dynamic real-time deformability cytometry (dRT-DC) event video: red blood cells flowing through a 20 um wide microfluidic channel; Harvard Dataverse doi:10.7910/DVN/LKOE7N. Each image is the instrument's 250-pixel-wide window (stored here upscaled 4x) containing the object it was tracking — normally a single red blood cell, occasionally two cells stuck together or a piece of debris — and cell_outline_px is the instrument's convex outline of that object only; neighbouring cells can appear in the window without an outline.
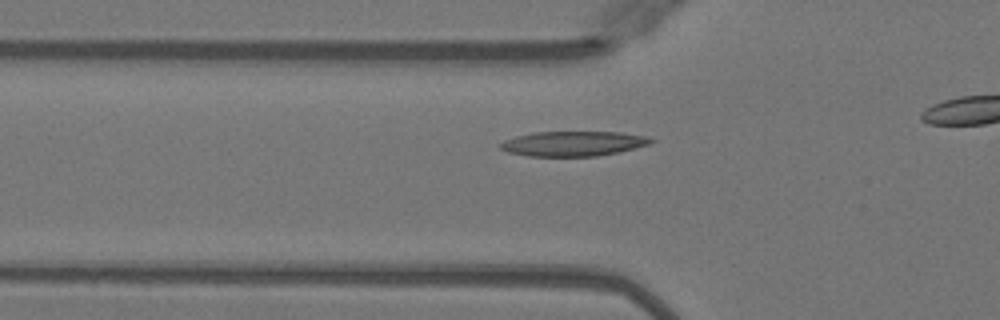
{"species": "Egyptian fruit bat (a non-hibernating species)", "species_latin": "Rousettus aegyptiacus", "temperature_condition": "warm", "stored_images_in_passage": 28, "camera_frame_rate_fps": 3000, "um_per_image_px": 0.085, "animal": {"sex": "female"}, "frame": {"image": 1, "passage_image": 4, "time_ms": 1.0, "image_size_px": [1000, 320], "cell_outline_px": [[656, 140], [648, 144], [620, 152], [596, 156], [528, 156], [508, 152], [500, 148], [500, 144], [504, 140], [516, 136], [536, 132], [620, 132], [644, 136]], "centroid_in_image_um": [48.71, 12.21], "position_along_channel_um": 77.1, "area_um2": 21.68}}
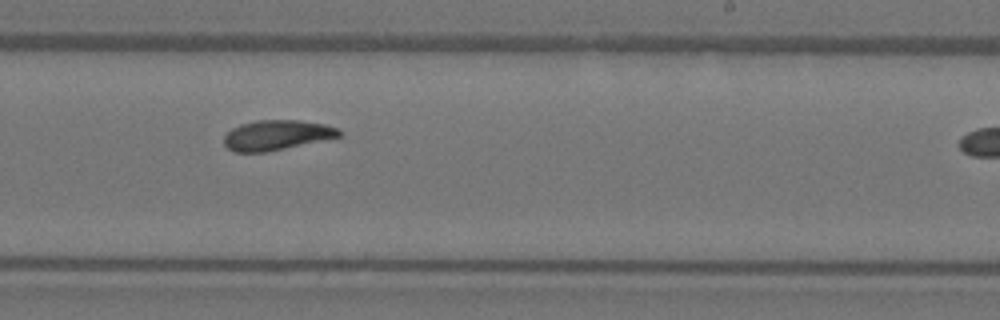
{"frame": {"image": 2, "passage_image": 18, "time_ms": 5.667, "image_size_px": [1000, 320], "cell_outline_px": [[340, 136], [284, 148], [264, 152], [232, 152], [224, 144], [224, 136], [232, 128], [240, 124], [256, 120], [296, 120], [324, 124], [336, 128], [340, 132]], "centroid_in_image_um": [23.44, 11.48], "position_along_channel_um": 265.6, "area_um2": 19.77}}
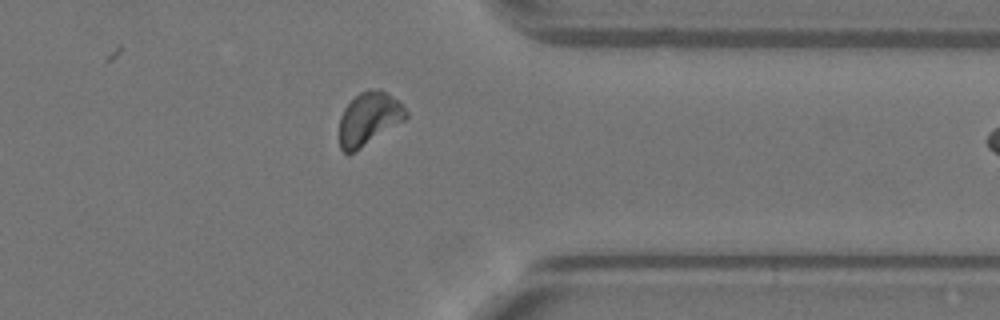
{"frame": {"image": 3, "passage_image": 27, "time_ms": 8.667, "image_size_px": [1000, 320], "cell_outline_px": [[408, 116], [404, 120], [348, 156], [340, 148], [340, 116], [344, 108], [360, 92], [368, 88], [380, 88], [396, 100], [408, 112]], "centroid_in_image_um": [31.33, 10.09], "position_along_channel_um": 380.1, "area_um2": 20.35}}